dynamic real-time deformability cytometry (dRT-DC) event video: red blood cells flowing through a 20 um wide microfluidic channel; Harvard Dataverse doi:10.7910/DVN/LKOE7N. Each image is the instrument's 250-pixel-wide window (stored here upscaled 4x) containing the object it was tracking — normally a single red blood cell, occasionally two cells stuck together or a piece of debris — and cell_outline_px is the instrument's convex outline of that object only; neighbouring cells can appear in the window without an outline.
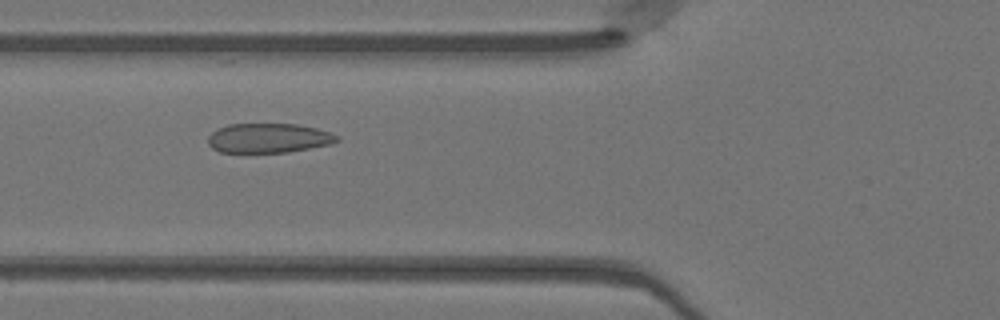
{"species": "Egyptian fruit bat (a non-hibernating species)", "species_latin": "Rousettus aegyptiacus", "temperature_condition": "warm", "stored_images_in_passage": 48, "camera_frame_rate_fps": 3000, "um_per_image_px": 0.085, "animal": {"sex": "female"}, "frame": {"image": 1, "passage_image": 17, "time_ms": 5.333, "image_size_px": [1000, 320], "cell_outline_px": [[340, 140], [328, 144], [288, 152], [220, 152], [212, 148], [208, 144], [208, 136], [216, 128], [228, 124], [296, 124], [316, 128], [340, 136]], "centroid_in_image_um": [22.79, 11.73], "position_along_channel_um": 103.0, "area_um2": 22.08}}
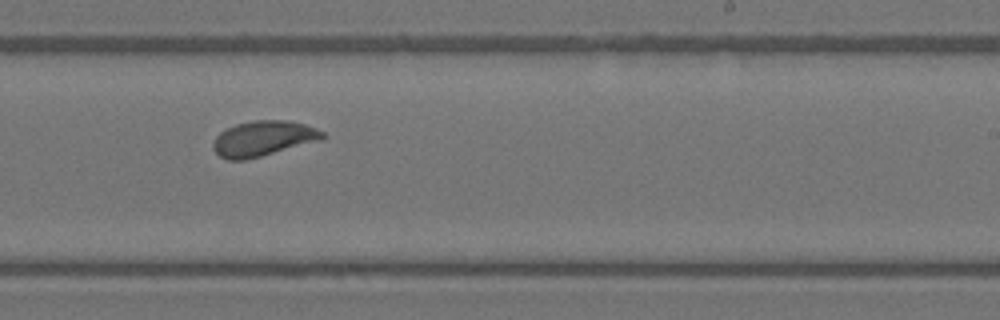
{"frame": {"image": 2, "passage_image": 29, "time_ms": 9.333, "image_size_px": [1000, 320], "cell_outline_px": [[328, 136], [320, 140], [260, 156], [244, 160], [228, 160], [220, 156], [212, 148], [212, 144], [216, 136], [220, 132], [236, 124], [252, 120], [288, 120], [304, 124], [316, 128], [324, 132]], "centroid_in_image_um": [22.37, 11.76], "position_along_channel_um": 266.6, "area_um2": 22.37}}
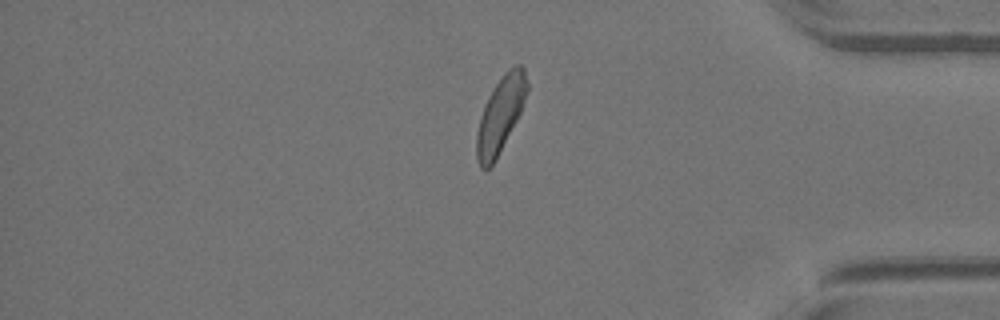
{"frame": {"image": 3, "passage_image": 40, "time_ms": 13.0, "image_size_px": [1000, 320], "cell_outline_px": [[528, 92], [520, 112], [516, 120], [492, 164], [488, 168], [480, 168], [476, 156], [476, 132], [480, 116], [488, 96], [496, 84], [508, 68], [516, 64], [520, 64], [524, 68], [528, 84]], "centroid_in_image_um": [42.53, 9.7], "position_along_channel_um": 392.7, "area_um2": 21.79}, "authors_computed_cell_mechanics": {"area_um2": 22.6576, "velocity_mm_per_s": 4.083, "shape_relaxation_time_tau1_ms": 3.3299, "shape_relaxation_time_tau2_ms": 0.6551, "deformation_change_tau1": 0.1212, "deformation_change_tau2": 0.0667}}